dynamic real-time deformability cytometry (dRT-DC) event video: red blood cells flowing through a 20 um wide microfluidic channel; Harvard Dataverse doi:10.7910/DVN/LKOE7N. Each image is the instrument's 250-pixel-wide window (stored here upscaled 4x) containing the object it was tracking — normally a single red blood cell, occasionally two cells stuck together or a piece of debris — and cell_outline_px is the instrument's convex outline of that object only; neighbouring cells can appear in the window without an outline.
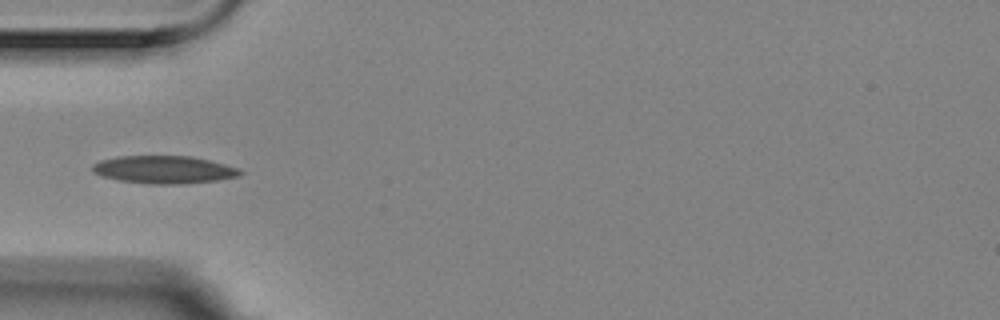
{"species": "Egyptian fruit bat (a non-hibernating species)", "species_latin": "Rousettus aegyptiacus", "temperature_condition": "room temperature", "stored_images_in_passage": 14, "camera_frame_rate_fps": 3000, "um_per_image_px": 0.085, "animal": {"sex": "female"}, "frame": {"image": 1, "passage_image": 4, "time_ms": 1.0, "image_size_px": [1000, 320], "cell_outline_px": [[244, 172], [240, 176], [216, 180], [184, 184], [152, 184], [120, 180], [100, 176], [92, 172], [92, 164], [100, 160], [116, 156], [192, 156], [240, 168]], "centroid_in_image_um": [13.93, 14.41], "position_along_channel_um": 71.1, "area_um2": 23.99}}
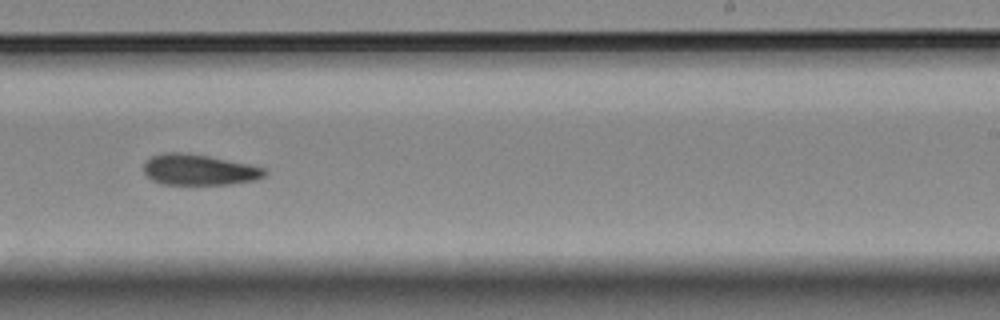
{"frame": {"image": 2, "passage_image": 9, "time_ms": 2.667, "image_size_px": [1000, 320], "cell_outline_px": [[268, 172], [264, 176], [256, 180], [228, 184], [164, 184], [152, 180], [144, 172], [144, 160], [152, 156], [164, 152], [184, 152], [208, 156], [248, 164], [264, 168]], "centroid_in_image_um": [16.89, 14.42], "position_along_channel_um": 272.1, "area_um2": 21.68}}
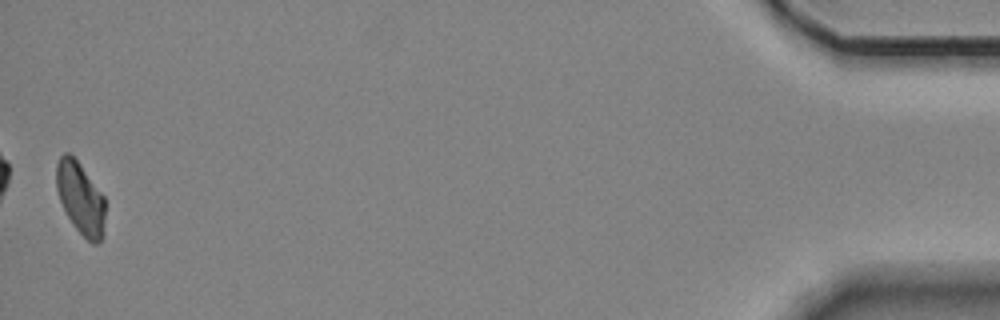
{"frame": {"image": 3, "passage_image": 14, "time_ms": 4.333, "image_size_px": [1000, 320], "cell_outline_px": [[104, 236], [96, 244], [92, 244], [72, 224], [60, 200], [56, 188], [56, 164], [60, 156], [64, 152], [68, 152], [80, 164], [104, 196]], "centroid_in_image_um": [6.84, 16.85], "position_along_channel_um": 428.4, "area_um2": 20.35}}